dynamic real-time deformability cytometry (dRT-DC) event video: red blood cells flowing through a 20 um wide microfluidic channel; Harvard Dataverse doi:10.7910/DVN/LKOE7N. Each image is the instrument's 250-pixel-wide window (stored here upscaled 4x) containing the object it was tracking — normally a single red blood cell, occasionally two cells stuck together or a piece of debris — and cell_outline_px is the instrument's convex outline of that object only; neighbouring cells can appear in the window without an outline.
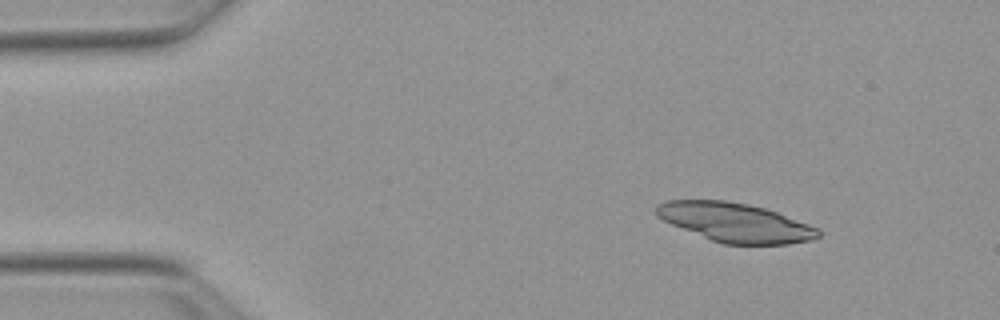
{"species": "Egyptian fruit bat (a non-hibernating species)", "species_latin": "Rousettus aegyptiacus", "temperature_condition": "warm", "stored_images_in_passage": 13, "camera_frame_rate_fps": 3000, "um_per_image_px": 0.085, "animal": {"sex": "female"}, "frame": {"image": 1, "passage_image": 1, "time_ms": 0.0, "image_size_px": [1000, 320], "cell_outline_px": [[820, 236], [812, 240], [788, 244], [724, 244], [712, 240], [672, 224], [656, 216], [656, 204], [668, 200], [724, 200], [748, 204], [764, 208], [776, 212], [808, 224], [816, 228], [820, 232]], "centroid_in_image_um": [62.48, 18.9], "position_along_channel_um": 22.5, "area_um2": 36.41}}